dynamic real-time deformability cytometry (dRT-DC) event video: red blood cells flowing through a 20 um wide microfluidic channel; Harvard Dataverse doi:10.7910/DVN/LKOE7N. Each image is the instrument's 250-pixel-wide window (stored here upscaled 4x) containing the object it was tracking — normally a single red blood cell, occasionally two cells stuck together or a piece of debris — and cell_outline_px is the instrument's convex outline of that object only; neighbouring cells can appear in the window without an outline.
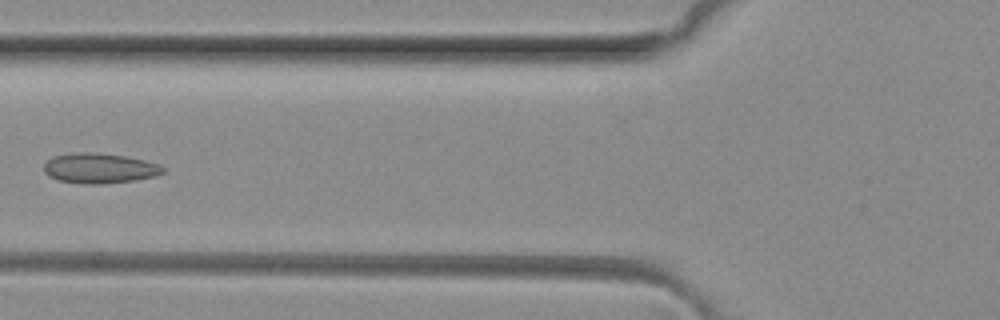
{"species": "common noctule bat (a hibernating species)", "species_latin": "Nyctalus noctula", "temperature_condition": "room temperature", "stored_images_in_passage": 6, "camera_frame_rate_fps": 3000, "um_per_image_px": 0.085, "animal": {"sex": "female", "body_mass_g": 29.2, "forearm_length_mm": 56.3}, "frame": {"image": 1, "passage_image": 6, "time_ms": 1.667, "image_size_px": [1000, 320], "cell_outline_px": [[164, 172], [156, 176], [136, 180], [100, 184], [80, 184], [60, 180], [48, 176], [44, 172], [44, 164], [52, 156], [72, 152], [88, 152], [124, 156], [144, 160], [160, 164], [164, 168]], "centroid_in_image_um": [8.44, 14.3], "position_along_channel_um": 117.4, "area_um2": 20.98}}